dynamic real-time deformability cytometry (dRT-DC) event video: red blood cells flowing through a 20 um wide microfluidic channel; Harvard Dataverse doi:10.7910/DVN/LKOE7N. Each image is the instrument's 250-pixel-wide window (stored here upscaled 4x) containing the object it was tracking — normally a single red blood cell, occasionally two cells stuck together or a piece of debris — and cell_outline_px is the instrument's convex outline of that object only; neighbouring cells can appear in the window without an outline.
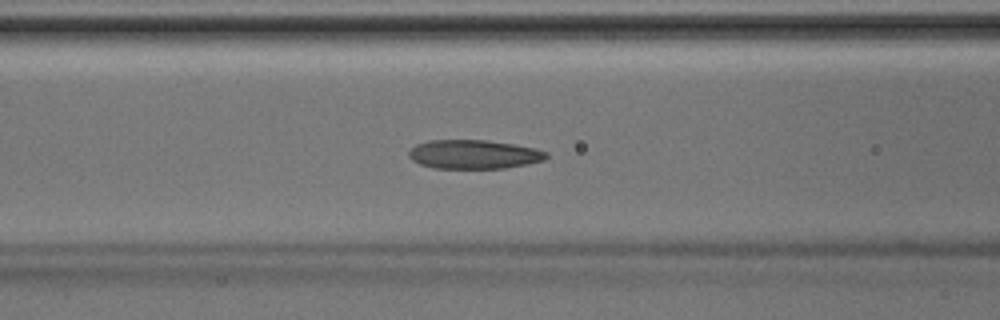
{"species": "Egyptian fruit bat (a non-hibernating species)", "species_latin": "Rousettus aegyptiacus", "temperature_condition": "room temperature", "stored_images_in_passage": 45, "segment_of_instrument_passage": [1, 2], "camera_frame_rate_fps": 3000, "um_per_image_px": 0.085, "animal": {"sex": "male"}, "frame": {"image": 1, "passage_image": 18, "time_ms": 5.667, "image_size_px": [1000, 320], "cell_outline_px": [[548, 156], [544, 160], [528, 164], [504, 168], [432, 168], [420, 164], [412, 160], [408, 156], [408, 152], [416, 144], [428, 140], [488, 140], [536, 148], [548, 152]], "centroid_in_image_um": [40.27, 13.12], "position_along_channel_um": 126.3, "area_um2": 23.29}}
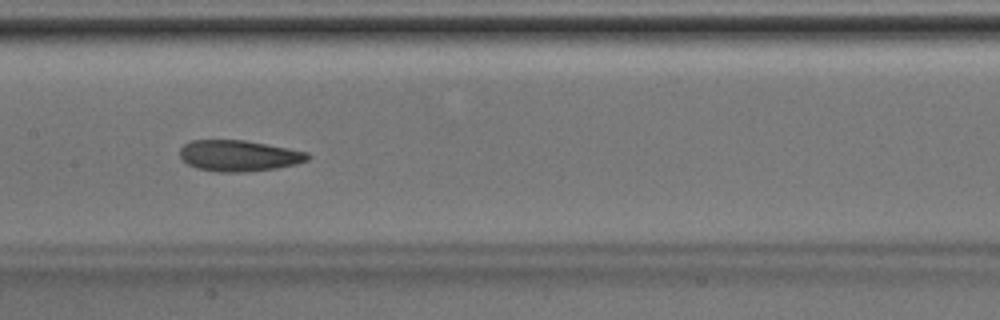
{"frame": {"image": 2, "passage_image": 22, "time_ms": 7.0, "image_size_px": [1000, 320], "cell_outline_px": [[308, 160], [296, 164], [276, 168], [244, 172], [216, 172], [196, 168], [188, 164], [180, 156], [180, 148], [184, 144], [192, 140], [244, 140], [288, 148], [308, 152]], "centroid_in_image_um": [20.28, 13.24], "position_along_channel_um": 187.1, "area_um2": 23.06}}
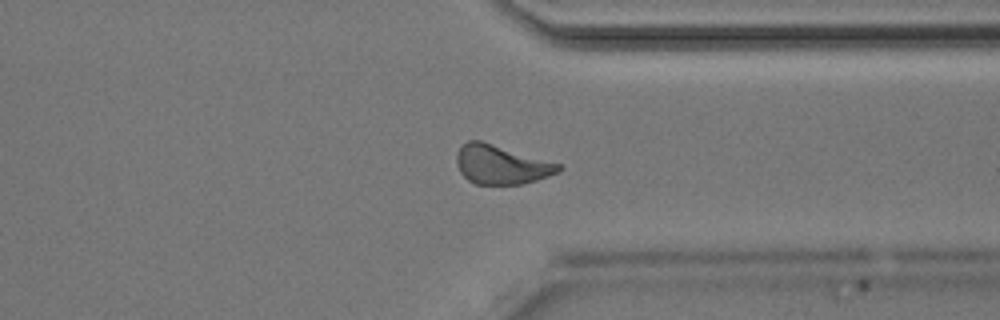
{"frame": {"image": 3, "passage_image": 34, "time_ms": 11.0, "image_size_px": [1000, 320], "cell_outline_px": [[564, 168], [560, 172], [536, 180], [520, 184], [476, 184], [468, 180], [460, 172], [456, 164], [456, 156], [460, 148], [468, 140], [480, 140], [560, 164]], "centroid_in_image_um": [42.6, 14.0], "position_along_channel_um": 368.8, "area_um2": 23.0}}